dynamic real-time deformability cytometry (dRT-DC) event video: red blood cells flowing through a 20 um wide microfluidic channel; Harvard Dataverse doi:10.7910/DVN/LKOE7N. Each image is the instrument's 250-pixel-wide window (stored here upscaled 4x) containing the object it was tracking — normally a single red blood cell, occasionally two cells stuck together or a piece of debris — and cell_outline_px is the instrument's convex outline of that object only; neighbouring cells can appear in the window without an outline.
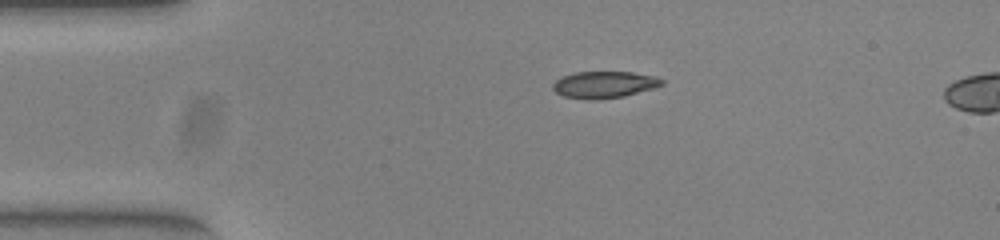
{"species": "common noctule bat (a hibernating species)", "species_latin": "Nyctalus noctula", "temperature_condition": "warm", "stored_images_in_passage": 3, "camera_frame_rate_fps": 3000, "um_per_image_px": 0.085, "animal": {"sex": "female", "body_mass_g": 23.0, "forearm_length_mm": 53.4}, "frame": {"image": 1, "passage_image": 1, "time_ms": 0.0, "image_size_px": [1000, 240], "cell_outline_px": [[664, 84], [652, 88], [624, 96], [588, 100], [564, 96], [556, 92], [552, 88], [552, 84], [560, 76], [576, 72], [632, 72], [656, 76], [664, 80]], "centroid_in_image_um": [51.34, 7.18], "position_along_channel_um": 33.7, "area_um2": 16.94}}